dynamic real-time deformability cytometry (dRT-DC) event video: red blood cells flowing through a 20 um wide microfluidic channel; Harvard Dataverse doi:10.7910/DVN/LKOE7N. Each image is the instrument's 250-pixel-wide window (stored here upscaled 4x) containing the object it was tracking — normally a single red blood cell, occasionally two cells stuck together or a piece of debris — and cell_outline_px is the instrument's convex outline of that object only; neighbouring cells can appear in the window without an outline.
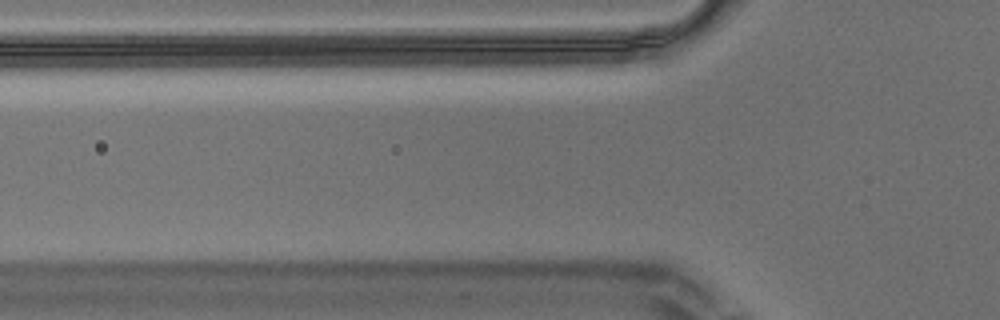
{"species": "Egyptian fruit bat (a non-hibernating species)", "species_latin": "Rousettus aegyptiacus", "temperature_condition": "warm", "stored_images_in_passage": 5, "camera_frame_rate_fps": 3000, "um_per_image_px": 0.085, "animal": {"sex": "male"}, "frame": {"image": 1, "passage_image": 2, "time_ms": 0.333, "image_size_px": [1000, 320], "cell_outline_px": [[592, 36], [532, 68], [500, 72], [468, 40], [468, 36]], "centroid_in_image_um": [44.38, 4.21], "position_along_channel_um": 81.4, "area_um2": 19.42}}